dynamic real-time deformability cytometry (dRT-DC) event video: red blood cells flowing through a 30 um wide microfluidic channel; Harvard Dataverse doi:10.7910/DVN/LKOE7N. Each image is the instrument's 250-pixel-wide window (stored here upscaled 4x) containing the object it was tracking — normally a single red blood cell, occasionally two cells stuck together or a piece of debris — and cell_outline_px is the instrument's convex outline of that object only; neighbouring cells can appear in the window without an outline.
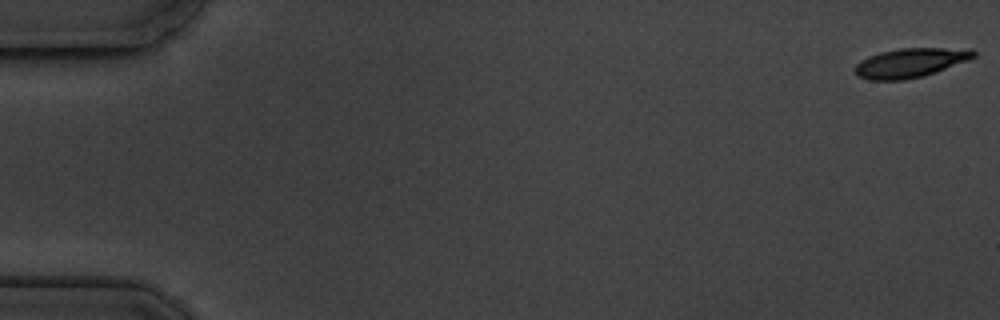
{"species": "common noctule bat (a hibernating species)", "species_latin": "Nyctalus noctula", "temperature_condition": "cold", "stored_images_in_passage": 6, "camera_frame_rate_fps": 3000, "um_per_image_px": 0.085, "animal": {"sex": "male", "body_mass_g": 19.5, "forearm_length_mm": 54.6}, "frame": {"image": 1, "passage_image": 1, "time_ms": 0.0, "image_size_px": [1000, 320], "cell_outline_px": [[976, 56], [968, 60], [936, 72], [924, 76], [904, 80], [868, 80], [856, 76], [852, 68], [860, 60], [868, 56], [880, 52], [900, 48], [972, 48], [976, 52]], "centroid_in_image_um": [77.35, 5.34], "position_along_channel_um": 7.6, "area_um2": 20.58}}
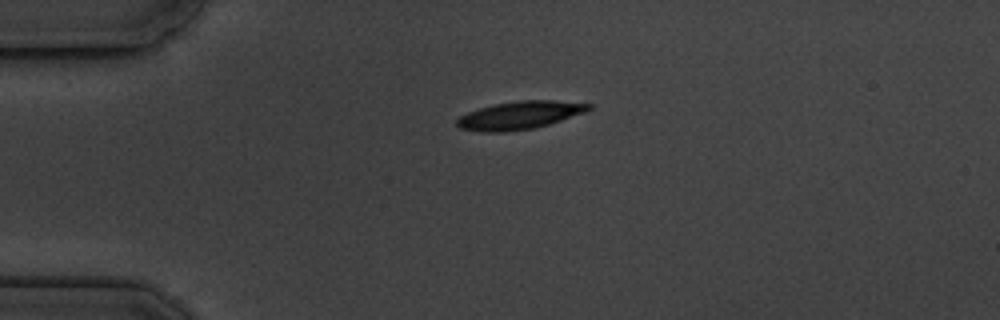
{"frame": {"image": 2, "passage_image": 5, "time_ms": 4.333, "image_size_px": [1000, 320], "cell_outline_px": [[592, 108], [584, 112], [536, 128], [504, 132], [484, 132], [460, 128], [456, 124], [456, 120], [460, 116], [468, 112], [492, 104], [516, 100], [556, 100], [592, 104]], "centroid_in_image_um": [44.15, 9.79], "position_along_channel_um": 40.8, "area_um2": 21.44}}